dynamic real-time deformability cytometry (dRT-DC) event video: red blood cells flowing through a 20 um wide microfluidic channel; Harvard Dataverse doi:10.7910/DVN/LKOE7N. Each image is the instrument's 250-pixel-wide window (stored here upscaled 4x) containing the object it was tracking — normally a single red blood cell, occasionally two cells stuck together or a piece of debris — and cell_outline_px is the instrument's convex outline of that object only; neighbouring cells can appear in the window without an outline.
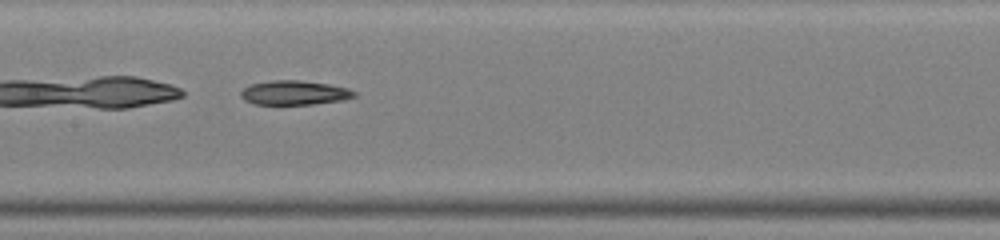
{"species": "common noctule bat (a hibernating species)", "species_latin": "Nyctalus noctula", "temperature_condition": "warm", "stored_images_in_passage": 30, "camera_frame_rate_fps": 3000, "um_per_image_px": 0.085, "animal": {"sex": "male", "body_mass_g": 19.0, "forearm_length_mm": 50.8}, "frame": {"image": 1, "passage_image": 9, "time_ms": 2.667, "image_size_px": [1000, 240], "cell_outline_px": [[356, 96], [340, 100], [312, 104], [256, 104], [244, 100], [240, 96], [240, 92], [244, 88], [252, 84], [272, 80], [300, 80], [328, 84], [348, 88], [356, 92]], "centroid_in_image_um": [25.01, 7.88], "position_along_channel_um": 182.4, "area_um2": 15.9}}
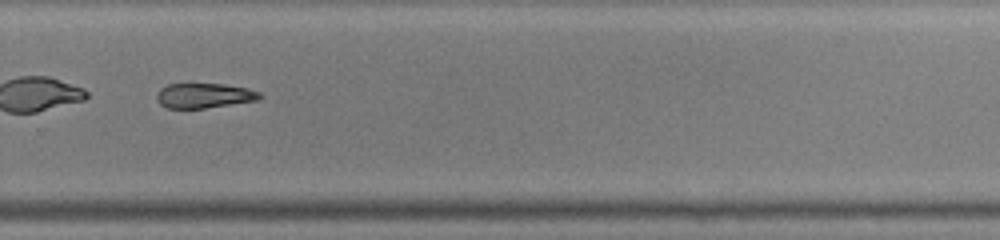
{"frame": {"image": 2, "passage_image": 18, "time_ms": 5.667, "image_size_px": [1000, 240], "cell_outline_px": [[264, 96], [260, 100], [204, 108], [168, 108], [160, 104], [156, 100], [156, 96], [160, 88], [168, 84], [220, 84], [248, 88], [260, 92]], "centroid_in_image_um": [17.38, 8.13], "position_along_channel_um": 312.4, "area_um2": 14.97}}